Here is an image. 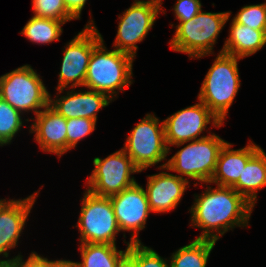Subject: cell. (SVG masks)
Segmentation results:
<instances>
[{
	"label": "cell",
	"mask_w": 266,
	"mask_h": 267,
	"mask_svg": "<svg viewBox=\"0 0 266 267\" xmlns=\"http://www.w3.org/2000/svg\"><path fill=\"white\" fill-rule=\"evenodd\" d=\"M190 209L192 226L202 229L197 239L217 241L231 228L247 226L254 206L232 187H207L195 195ZM216 231L217 233H215Z\"/></svg>",
	"instance_id": "6da1fadb"
},
{
	"label": "cell",
	"mask_w": 266,
	"mask_h": 267,
	"mask_svg": "<svg viewBox=\"0 0 266 267\" xmlns=\"http://www.w3.org/2000/svg\"><path fill=\"white\" fill-rule=\"evenodd\" d=\"M133 59L116 49L108 51L102 40L90 56L84 87L104 93L112 100L116 90L124 91L131 85Z\"/></svg>",
	"instance_id": "7a4b0ae2"
},
{
	"label": "cell",
	"mask_w": 266,
	"mask_h": 267,
	"mask_svg": "<svg viewBox=\"0 0 266 267\" xmlns=\"http://www.w3.org/2000/svg\"><path fill=\"white\" fill-rule=\"evenodd\" d=\"M241 58L219 52L202 83L198 100L222 121L240 88L237 61Z\"/></svg>",
	"instance_id": "3957f363"
},
{
	"label": "cell",
	"mask_w": 266,
	"mask_h": 267,
	"mask_svg": "<svg viewBox=\"0 0 266 267\" xmlns=\"http://www.w3.org/2000/svg\"><path fill=\"white\" fill-rule=\"evenodd\" d=\"M231 12H202L191 20L180 22L171 39L170 48L176 52L189 55L190 58H201L213 52V45L229 20Z\"/></svg>",
	"instance_id": "277c9868"
},
{
	"label": "cell",
	"mask_w": 266,
	"mask_h": 267,
	"mask_svg": "<svg viewBox=\"0 0 266 267\" xmlns=\"http://www.w3.org/2000/svg\"><path fill=\"white\" fill-rule=\"evenodd\" d=\"M227 141L216 134L201 136L180 149L171 159L159 166L198 182L209 183L216 168L221 149Z\"/></svg>",
	"instance_id": "5b68a950"
},
{
	"label": "cell",
	"mask_w": 266,
	"mask_h": 267,
	"mask_svg": "<svg viewBox=\"0 0 266 267\" xmlns=\"http://www.w3.org/2000/svg\"><path fill=\"white\" fill-rule=\"evenodd\" d=\"M49 92L30 65L21 66L0 77V97L19 112L37 115L49 105Z\"/></svg>",
	"instance_id": "8992f818"
},
{
	"label": "cell",
	"mask_w": 266,
	"mask_h": 267,
	"mask_svg": "<svg viewBox=\"0 0 266 267\" xmlns=\"http://www.w3.org/2000/svg\"><path fill=\"white\" fill-rule=\"evenodd\" d=\"M77 227L81 243L116 245V234L120 232L109 197L84 193Z\"/></svg>",
	"instance_id": "52a82bcc"
},
{
	"label": "cell",
	"mask_w": 266,
	"mask_h": 267,
	"mask_svg": "<svg viewBox=\"0 0 266 267\" xmlns=\"http://www.w3.org/2000/svg\"><path fill=\"white\" fill-rule=\"evenodd\" d=\"M123 149L141 172L165 160L170 147L165 141L164 122L147 114L130 132Z\"/></svg>",
	"instance_id": "ba28073f"
},
{
	"label": "cell",
	"mask_w": 266,
	"mask_h": 267,
	"mask_svg": "<svg viewBox=\"0 0 266 267\" xmlns=\"http://www.w3.org/2000/svg\"><path fill=\"white\" fill-rule=\"evenodd\" d=\"M93 164L86 190L102 197H111L134 185L136 181L130 178L131 174L141 172L123 148L105 159L95 157Z\"/></svg>",
	"instance_id": "9c48e42d"
},
{
	"label": "cell",
	"mask_w": 266,
	"mask_h": 267,
	"mask_svg": "<svg viewBox=\"0 0 266 267\" xmlns=\"http://www.w3.org/2000/svg\"><path fill=\"white\" fill-rule=\"evenodd\" d=\"M94 21L88 22L84 29L72 39L63 52L62 65L59 73V94L64 91L71 82L72 88L84 86L87 67L93 49L103 40Z\"/></svg>",
	"instance_id": "30bf717a"
},
{
	"label": "cell",
	"mask_w": 266,
	"mask_h": 267,
	"mask_svg": "<svg viewBox=\"0 0 266 267\" xmlns=\"http://www.w3.org/2000/svg\"><path fill=\"white\" fill-rule=\"evenodd\" d=\"M162 0H137L126 9L120 18L113 47L132 57L136 56L138 46L153 27L159 12H162Z\"/></svg>",
	"instance_id": "8fae6325"
},
{
	"label": "cell",
	"mask_w": 266,
	"mask_h": 267,
	"mask_svg": "<svg viewBox=\"0 0 266 267\" xmlns=\"http://www.w3.org/2000/svg\"><path fill=\"white\" fill-rule=\"evenodd\" d=\"M163 122L167 147L168 145L180 147L189 141L200 139L197 137L210 122L218 128L223 124L201 101L179 110Z\"/></svg>",
	"instance_id": "7c38bea8"
},
{
	"label": "cell",
	"mask_w": 266,
	"mask_h": 267,
	"mask_svg": "<svg viewBox=\"0 0 266 267\" xmlns=\"http://www.w3.org/2000/svg\"><path fill=\"white\" fill-rule=\"evenodd\" d=\"M120 231H133L131 243H140L138 233L145 228L146 220L151 212L147 195L137 182L109 197Z\"/></svg>",
	"instance_id": "4fadbf2b"
},
{
	"label": "cell",
	"mask_w": 266,
	"mask_h": 267,
	"mask_svg": "<svg viewBox=\"0 0 266 267\" xmlns=\"http://www.w3.org/2000/svg\"><path fill=\"white\" fill-rule=\"evenodd\" d=\"M38 192L31 196L4 201L0 204V255L8 257V250L17 246V241L24 228Z\"/></svg>",
	"instance_id": "5bb4252c"
},
{
	"label": "cell",
	"mask_w": 266,
	"mask_h": 267,
	"mask_svg": "<svg viewBox=\"0 0 266 267\" xmlns=\"http://www.w3.org/2000/svg\"><path fill=\"white\" fill-rule=\"evenodd\" d=\"M147 183V189L144 190L151 212L165 213L179 204L189 180L181 178L180 175L161 172L148 176Z\"/></svg>",
	"instance_id": "9a60e30c"
},
{
	"label": "cell",
	"mask_w": 266,
	"mask_h": 267,
	"mask_svg": "<svg viewBox=\"0 0 266 267\" xmlns=\"http://www.w3.org/2000/svg\"><path fill=\"white\" fill-rule=\"evenodd\" d=\"M31 125L35 140L44 152L55 153L59 157L67 152L66 118L49 105L40 111Z\"/></svg>",
	"instance_id": "2e32d148"
},
{
	"label": "cell",
	"mask_w": 266,
	"mask_h": 267,
	"mask_svg": "<svg viewBox=\"0 0 266 267\" xmlns=\"http://www.w3.org/2000/svg\"><path fill=\"white\" fill-rule=\"evenodd\" d=\"M112 100L104 93L89 90L67 92V96L53 100L49 95V106L66 119L88 118L97 121V112Z\"/></svg>",
	"instance_id": "e0dca14e"
},
{
	"label": "cell",
	"mask_w": 266,
	"mask_h": 267,
	"mask_svg": "<svg viewBox=\"0 0 266 267\" xmlns=\"http://www.w3.org/2000/svg\"><path fill=\"white\" fill-rule=\"evenodd\" d=\"M232 144L226 143L220 151L216 168L209 183H216L217 186L233 187L243 168L249 159L261 148L253 142L242 149H231Z\"/></svg>",
	"instance_id": "ac0fdd59"
},
{
	"label": "cell",
	"mask_w": 266,
	"mask_h": 267,
	"mask_svg": "<svg viewBox=\"0 0 266 267\" xmlns=\"http://www.w3.org/2000/svg\"><path fill=\"white\" fill-rule=\"evenodd\" d=\"M224 46L220 52L243 59L255 54L266 45V30H254L249 26L237 23L232 24Z\"/></svg>",
	"instance_id": "d6986e66"
},
{
	"label": "cell",
	"mask_w": 266,
	"mask_h": 267,
	"mask_svg": "<svg viewBox=\"0 0 266 267\" xmlns=\"http://www.w3.org/2000/svg\"><path fill=\"white\" fill-rule=\"evenodd\" d=\"M264 186H266V154L260 148L246 163L232 188L255 206L257 191Z\"/></svg>",
	"instance_id": "ffe728a7"
},
{
	"label": "cell",
	"mask_w": 266,
	"mask_h": 267,
	"mask_svg": "<svg viewBox=\"0 0 266 267\" xmlns=\"http://www.w3.org/2000/svg\"><path fill=\"white\" fill-rule=\"evenodd\" d=\"M82 262H77L78 267H117L127 255L125 251L117 250L116 245L99 243H81Z\"/></svg>",
	"instance_id": "44dd1931"
},
{
	"label": "cell",
	"mask_w": 266,
	"mask_h": 267,
	"mask_svg": "<svg viewBox=\"0 0 266 267\" xmlns=\"http://www.w3.org/2000/svg\"><path fill=\"white\" fill-rule=\"evenodd\" d=\"M215 243L214 240L196 238L172 254L170 267H206Z\"/></svg>",
	"instance_id": "7402d4cb"
},
{
	"label": "cell",
	"mask_w": 266,
	"mask_h": 267,
	"mask_svg": "<svg viewBox=\"0 0 266 267\" xmlns=\"http://www.w3.org/2000/svg\"><path fill=\"white\" fill-rule=\"evenodd\" d=\"M64 24V22L54 19L32 16L22 29L21 34L31 42L47 44L54 40H60L59 36L63 31L61 25Z\"/></svg>",
	"instance_id": "603a6c76"
},
{
	"label": "cell",
	"mask_w": 266,
	"mask_h": 267,
	"mask_svg": "<svg viewBox=\"0 0 266 267\" xmlns=\"http://www.w3.org/2000/svg\"><path fill=\"white\" fill-rule=\"evenodd\" d=\"M22 113L0 97V146L10 144L15 134L21 129Z\"/></svg>",
	"instance_id": "cb8c5ba5"
},
{
	"label": "cell",
	"mask_w": 266,
	"mask_h": 267,
	"mask_svg": "<svg viewBox=\"0 0 266 267\" xmlns=\"http://www.w3.org/2000/svg\"><path fill=\"white\" fill-rule=\"evenodd\" d=\"M35 17L54 19L61 22L76 19L68 10L64 0H32Z\"/></svg>",
	"instance_id": "d4e9b609"
},
{
	"label": "cell",
	"mask_w": 266,
	"mask_h": 267,
	"mask_svg": "<svg viewBox=\"0 0 266 267\" xmlns=\"http://www.w3.org/2000/svg\"><path fill=\"white\" fill-rule=\"evenodd\" d=\"M127 256L137 267H170L167 261L158 255L152 248L142 243L128 242Z\"/></svg>",
	"instance_id": "484cf974"
},
{
	"label": "cell",
	"mask_w": 266,
	"mask_h": 267,
	"mask_svg": "<svg viewBox=\"0 0 266 267\" xmlns=\"http://www.w3.org/2000/svg\"><path fill=\"white\" fill-rule=\"evenodd\" d=\"M233 19L251 29L266 30V3L244 6Z\"/></svg>",
	"instance_id": "4316f807"
},
{
	"label": "cell",
	"mask_w": 266,
	"mask_h": 267,
	"mask_svg": "<svg viewBox=\"0 0 266 267\" xmlns=\"http://www.w3.org/2000/svg\"><path fill=\"white\" fill-rule=\"evenodd\" d=\"M96 122L88 118L66 119L67 151L76 147L77 143L95 130Z\"/></svg>",
	"instance_id": "83f0119b"
},
{
	"label": "cell",
	"mask_w": 266,
	"mask_h": 267,
	"mask_svg": "<svg viewBox=\"0 0 266 267\" xmlns=\"http://www.w3.org/2000/svg\"><path fill=\"white\" fill-rule=\"evenodd\" d=\"M201 6L200 0H177L173 8L176 19L180 22L191 20L202 10Z\"/></svg>",
	"instance_id": "f1b7e54d"
},
{
	"label": "cell",
	"mask_w": 266,
	"mask_h": 267,
	"mask_svg": "<svg viewBox=\"0 0 266 267\" xmlns=\"http://www.w3.org/2000/svg\"><path fill=\"white\" fill-rule=\"evenodd\" d=\"M22 256H15L13 259L0 260V262H13L15 267H49V260L38 255L36 252H32L24 262Z\"/></svg>",
	"instance_id": "f546056e"
},
{
	"label": "cell",
	"mask_w": 266,
	"mask_h": 267,
	"mask_svg": "<svg viewBox=\"0 0 266 267\" xmlns=\"http://www.w3.org/2000/svg\"><path fill=\"white\" fill-rule=\"evenodd\" d=\"M87 0H64L67 10L76 18L79 19L81 11Z\"/></svg>",
	"instance_id": "4dcf8cb0"
},
{
	"label": "cell",
	"mask_w": 266,
	"mask_h": 267,
	"mask_svg": "<svg viewBox=\"0 0 266 267\" xmlns=\"http://www.w3.org/2000/svg\"><path fill=\"white\" fill-rule=\"evenodd\" d=\"M49 267H78V264L70 260H56L49 261Z\"/></svg>",
	"instance_id": "1f68e13d"
},
{
	"label": "cell",
	"mask_w": 266,
	"mask_h": 267,
	"mask_svg": "<svg viewBox=\"0 0 266 267\" xmlns=\"http://www.w3.org/2000/svg\"><path fill=\"white\" fill-rule=\"evenodd\" d=\"M117 267H137L135 263L126 255Z\"/></svg>",
	"instance_id": "d6a6232c"
},
{
	"label": "cell",
	"mask_w": 266,
	"mask_h": 267,
	"mask_svg": "<svg viewBox=\"0 0 266 267\" xmlns=\"http://www.w3.org/2000/svg\"><path fill=\"white\" fill-rule=\"evenodd\" d=\"M0 267H15L13 262H0Z\"/></svg>",
	"instance_id": "836d02e7"
}]
</instances>
